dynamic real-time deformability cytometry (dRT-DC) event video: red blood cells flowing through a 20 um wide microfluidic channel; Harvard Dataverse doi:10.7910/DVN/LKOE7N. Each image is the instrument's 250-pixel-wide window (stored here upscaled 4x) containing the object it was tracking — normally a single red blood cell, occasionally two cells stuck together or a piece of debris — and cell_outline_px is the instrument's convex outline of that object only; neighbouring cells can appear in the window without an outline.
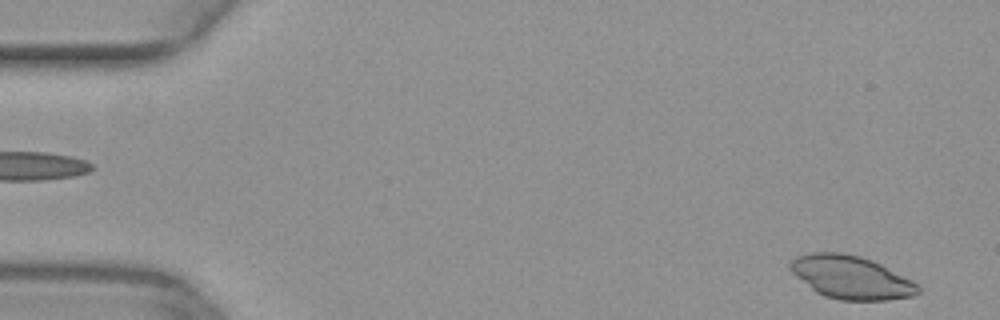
{"species": "common noctule bat (a hibernating species)", "species_latin": "Nyctalus noctula", "temperature_condition": "warm", "stored_images_in_passage": 14, "camera_frame_rate_fps": 3000, "um_per_image_px": 0.085, "animal": {"sex": "female", "body_mass_g": 29.2, "forearm_length_mm": 56.3}, "frame": {"image": 1, "passage_image": 2, "time_ms": 0.333, "image_size_px": [1000, 320], "cell_outline_px": [[920, 292], [912, 296], [888, 300], [840, 300], [824, 296], [816, 292], [796, 276], [788, 268], [788, 264], [796, 256], [812, 252], [844, 252], [860, 256], [872, 260], [912, 280], [920, 288]], "centroid_in_image_um": [72.32, 23.56], "position_along_channel_um": 12.7, "area_um2": 32.08}}